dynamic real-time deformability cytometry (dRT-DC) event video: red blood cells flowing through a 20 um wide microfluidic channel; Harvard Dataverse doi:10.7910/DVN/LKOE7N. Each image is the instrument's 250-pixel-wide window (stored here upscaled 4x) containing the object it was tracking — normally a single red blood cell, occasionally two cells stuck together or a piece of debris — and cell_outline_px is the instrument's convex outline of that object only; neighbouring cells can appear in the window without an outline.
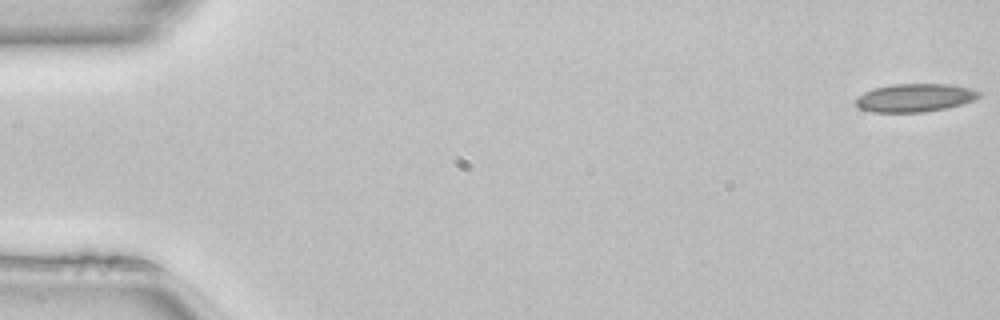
{"species": "common noctule bat (a hibernating species)", "species_latin": "Nyctalus noctula", "temperature_condition": "room temperature", "stored_images_in_passage": 50, "camera_frame_rate_fps": 3000, "um_per_image_px": 0.085, "animal": {"sex": "female", "body_mass_g": 22.7, "forearm_length_mm": 54.2}, "frame": {"image": 1, "passage_image": 1, "time_ms": 0.0, "image_size_px": [1000, 320], "cell_outline_px": [[980, 96], [972, 100], [960, 104], [944, 108], [924, 112], [872, 112], [860, 108], [856, 104], [856, 96], [872, 88], [892, 84], [948, 84], [968, 88], [980, 92]], "centroid_in_image_um": [77.7, 8.3], "position_along_channel_um": 7.3, "area_um2": 20.06}}
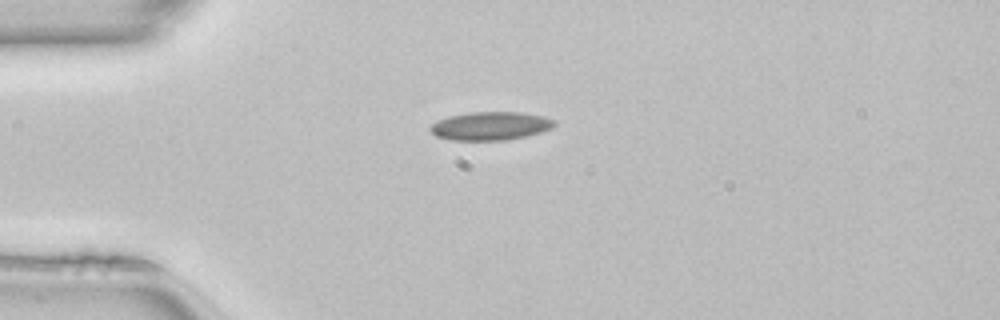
{"frame": {"image": 2, "passage_image": 13, "time_ms": 4.0, "image_size_px": [1000, 320], "cell_outline_px": [[556, 124], [552, 128], [540, 132], [524, 136], [504, 140], [452, 140], [436, 136], [428, 128], [432, 124], [448, 116], [468, 112], [520, 112], [544, 116], [556, 120]], "centroid_in_image_um": [41.7, 10.69], "position_along_channel_um": 43.3, "area_um2": 20.46}}
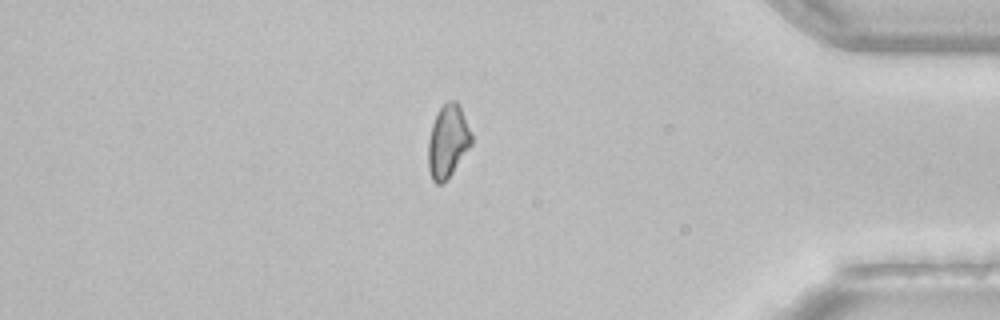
{"frame": {"image": 3, "passage_image": 43, "time_ms": 14.0, "image_size_px": [1000, 320], "cell_outline_px": [[472, 144], [452, 172], [440, 184], [436, 184], [432, 180], [428, 168], [428, 140], [432, 124], [440, 108], [448, 100], [456, 100], [472, 132]], "centroid_in_image_um": [38.06, 12.0], "position_along_channel_um": 397.1, "area_um2": 18.15}}